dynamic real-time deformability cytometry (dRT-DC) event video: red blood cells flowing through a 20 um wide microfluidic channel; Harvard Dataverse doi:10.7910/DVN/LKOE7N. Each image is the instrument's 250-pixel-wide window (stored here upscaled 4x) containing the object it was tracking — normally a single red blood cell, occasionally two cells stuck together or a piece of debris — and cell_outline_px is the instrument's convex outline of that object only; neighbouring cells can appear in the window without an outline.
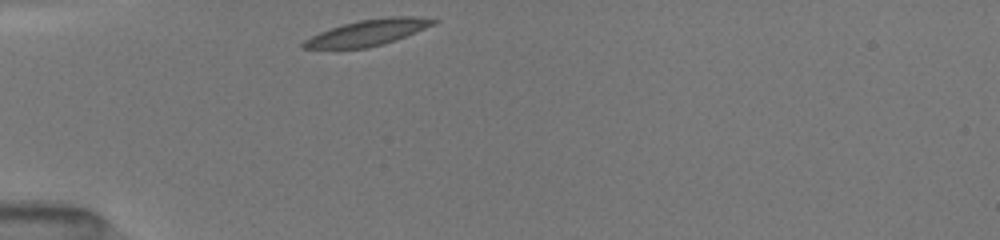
{"species": "common noctule bat (a hibernating species)", "species_latin": "Nyctalus noctula", "temperature_condition": "room temperature", "stored_images_in_passage": 11, "camera_frame_rate_fps": 3000, "um_per_image_px": 0.085, "animal": {"sex": "female", "body_mass_g": 19.5, "forearm_length_mm": 54.1}, "frame": {"image": 1, "passage_image": 1, "time_ms": 0.0, "image_size_px": [1000, 240], "cell_outline_px": [[440, 20], [436, 24], [396, 40], [384, 44], [368, 48], [300, 48], [300, 44], [304, 40], [320, 32], [344, 24], [360, 20], [388, 16], [412, 16]], "centroid_in_image_um": [31.3, 2.77], "position_along_channel_um": 53.7, "area_um2": 19.59}}
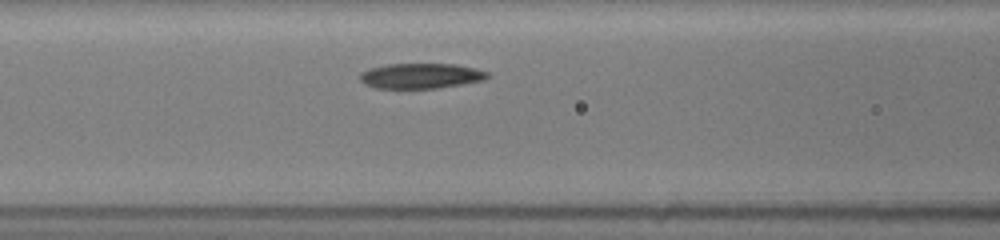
{"frame": {"image": 2, "passage_image": 8, "time_ms": 2.333, "image_size_px": [1000, 240], "cell_outline_px": [[492, 76], [484, 80], [436, 88], [376, 88], [364, 84], [360, 80], [360, 72], [368, 68], [388, 64], [456, 64], [488, 72]], "centroid_in_image_um": [35.74, 6.44], "position_along_channel_um": 130.9, "area_um2": 18.73}}
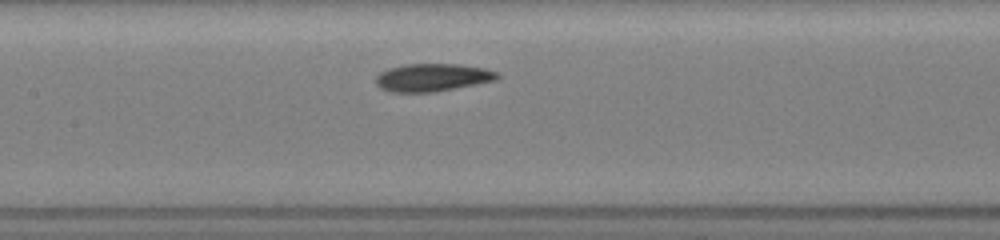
{"frame": {"image": 3, "passage_image": 11, "time_ms": 3.333, "image_size_px": [1000, 240], "cell_outline_px": [[500, 76], [496, 80], [476, 84], [432, 92], [388, 92], [380, 88], [376, 84], [376, 76], [380, 72], [388, 68], [404, 64], [460, 64], [484, 68], [496, 72]], "centroid_in_image_um": [36.72, 6.58], "position_along_channel_um": 170.7, "area_um2": 19.65}}